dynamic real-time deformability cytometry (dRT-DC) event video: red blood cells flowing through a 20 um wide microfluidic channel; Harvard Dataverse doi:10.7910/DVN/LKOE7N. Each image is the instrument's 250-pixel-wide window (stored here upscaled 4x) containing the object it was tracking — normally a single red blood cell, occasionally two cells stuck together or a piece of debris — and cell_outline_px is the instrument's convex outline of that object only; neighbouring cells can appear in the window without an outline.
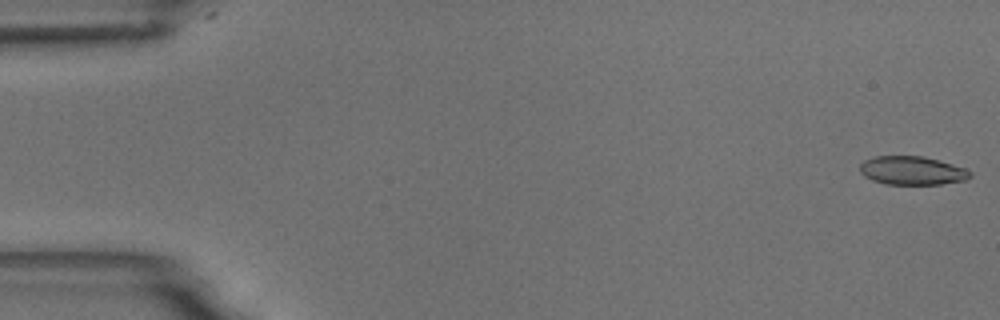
{"species": "common noctule bat (a hibernating species)", "species_latin": "Nyctalus noctula", "temperature_condition": "room temperature", "stored_images_in_passage": 6, "camera_frame_rate_fps": 3000, "um_per_image_px": 0.085, "animal": {"sex": "male", "body_mass_g": 18.8}, "frame": {"image": 1, "passage_image": 1, "time_ms": 0.0, "image_size_px": [1000, 320], "cell_outline_px": [[972, 176], [964, 180], [940, 184], [888, 184], [872, 180], [864, 176], [860, 172], [860, 164], [864, 160], [876, 156], [924, 156], [952, 164], [964, 168], [972, 172]], "centroid_in_image_um": [77.52, 14.49], "position_along_channel_um": 7.5, "area_um2": 18.26}}
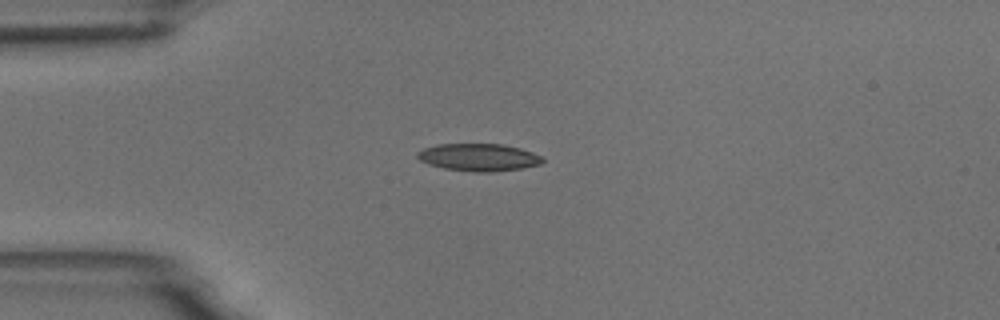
{"frame": {"image": 2, "passage_image": 4, "time_ms": 4.333, "image_size_px": [1000, 320], "cell_outline_px": [[544, 160], [540, 164], [520, 168], [492, 172], [476, 172], [444, 168], [428, 164], [420, 160], [416, 156], [416, 152], [424, 148], [436, 144], [500, 144], [520, 148], [532, 152], [540, 156]], "centroid_in_image_um": [40.65, 13.36], "position_along_channel_um": 44.4, "area_um2": 19.88}}